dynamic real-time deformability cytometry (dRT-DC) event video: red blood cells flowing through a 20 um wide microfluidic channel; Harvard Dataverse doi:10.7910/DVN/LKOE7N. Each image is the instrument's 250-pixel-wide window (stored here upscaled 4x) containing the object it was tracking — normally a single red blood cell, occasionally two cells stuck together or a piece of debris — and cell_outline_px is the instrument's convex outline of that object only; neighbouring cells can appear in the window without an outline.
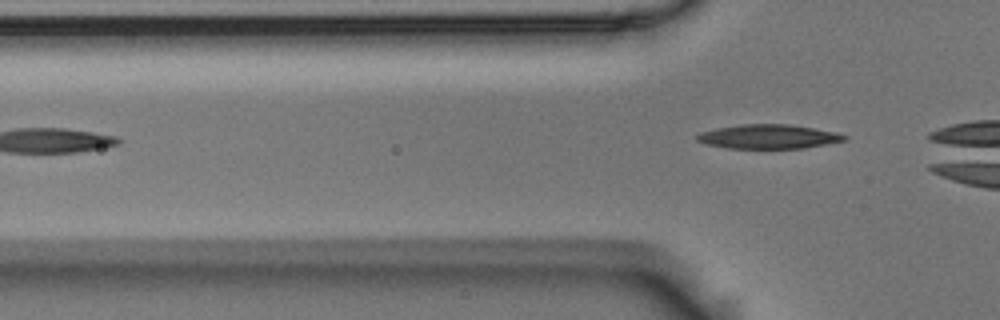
{"species": "Egyptian fruit bat (a non-hibernating species)", "species_latin": "Rousettus aegyptiacus", "temperature_condition": "room temperature", "stored_images_in_passage": 4, "camera_frame_rate_fps": 3000, "um_per_image_px": 0.085, "animal": {"sex": "male"}, "frame": {"image": 1, "passage_image": 4, "time_ms": 1.0, "image_size_px": [1000, 320], "cell_outline_px": [[848, 140], [804, 148], [728, 148], [704, 144], [696, 140], [696, 136], [700, 132], [716, 128], [744, 124], [788, 124], [836, 132], [848, 136]], "centroid_in_image_um": [65.32, 11.61], "position_along_channel_um": 60.5, "area_um2": 20.75}}